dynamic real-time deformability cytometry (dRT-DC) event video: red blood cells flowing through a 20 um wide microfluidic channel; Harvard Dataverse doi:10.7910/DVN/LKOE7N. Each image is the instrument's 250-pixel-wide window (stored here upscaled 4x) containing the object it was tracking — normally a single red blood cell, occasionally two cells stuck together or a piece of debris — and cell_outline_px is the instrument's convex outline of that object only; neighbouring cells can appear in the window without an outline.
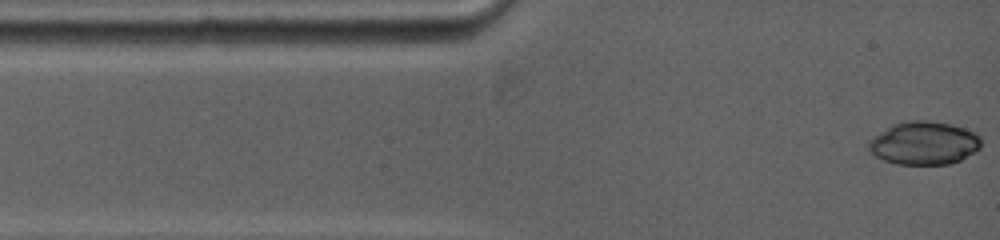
{"species": "common noctule bat (a hibernating species)", "species_latin": "Nyctalus noctula", "temperature_condition": "warm", "stored_images_in_passage": 66, "camera_frame_rate_fps": 5000, "um_per_image_px": 0.085, "animal": {"sex": "female", "body_mass_g": 19.0, "forearm_length_mm": 53.3}, "frame": {"image": 1, "passage_image": 1, "time_ms": 0.0, "image_size_px": [1000, 240], "cell_outline_px": [[980, 148], [976, 152], [960, 160], [948, 164], [896, 164], [884, 160], [876, 156], [868, 148], [868, 140], [888, 128], [896, 124], [916, 120], [948, 124], [972, 132], [980, 140]], "centroid_in_image_um": [78.52, 12.2], "position_along_channel_um": 6.5, "area_um2": 27.46}}
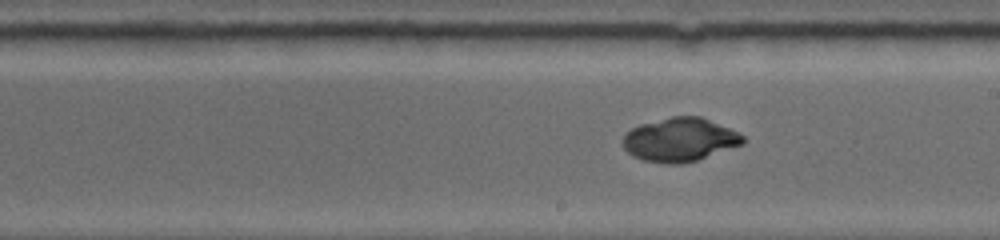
{"frame": {"image": 2, "passage_image": 37, "time_ms": 7.0, "image_size_px": [1000, 240], "cell_outline_px": [[744, 144], [696, 160], [680, 164], [664, 164], [644, 160], [632, 156], [624, 148], [620, 140], [624, 132], [640, 124], [672, 116], [700, 116], [740, 132], [744, 136]], "centroid_in_image_um": [57.76, 11.87], "position_along_channel_um": 231.2, "area_um2": 30.81}}
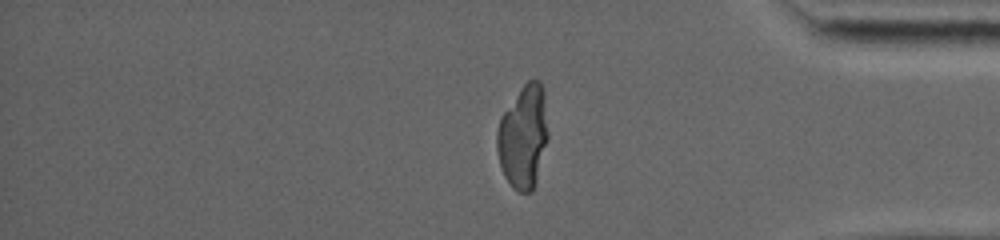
{"frame": {"image": 3, "passage_image": 66, "time_ms": 11.6, "image_size_px": [1000, 240], "cell_outline_px": [[548, 136], [536, 180], [532, 192], [520, 192], [512, 188], [504, 176], [500, 164], [496, 148], [496, 132], [500, 116], [520, 88], [528, 80], [540, 80], [544, 92], [548, 132]], "centroid_in_image_um": [44.46, 11.61], "position_along_channel_um": 390.7, "area_um2": 30.81}}